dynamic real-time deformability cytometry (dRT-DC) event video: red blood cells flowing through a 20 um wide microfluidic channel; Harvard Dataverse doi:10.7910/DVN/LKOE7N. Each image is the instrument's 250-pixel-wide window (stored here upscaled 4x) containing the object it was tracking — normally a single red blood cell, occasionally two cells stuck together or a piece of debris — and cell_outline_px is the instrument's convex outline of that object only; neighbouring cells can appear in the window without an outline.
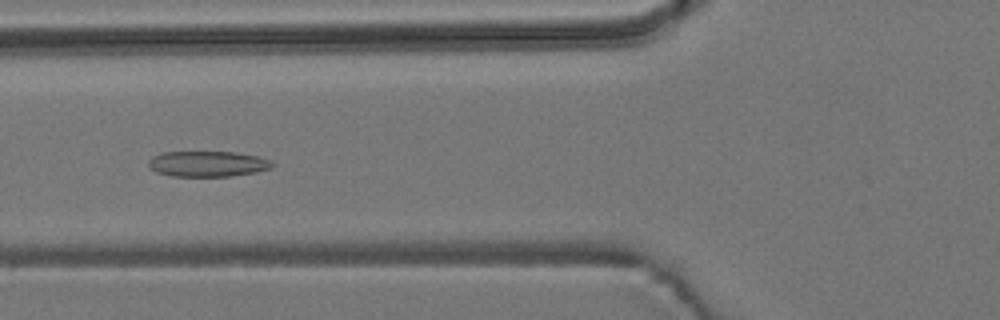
{"species": "common noctule bat (a hibernating species)", "species_latin": "Nyctalus noctula", "temperature_condition": "room temperature", "stored_images_in_passage": 7, "camera_frame_rate_fps": 3000, "um_per_image_px": 0.085, "animal": {"sex": "male", "body_mass_g": 19.2, "forearm_length_mm": 51.8}, "frame": {"image": 1, "passage_image": 4, "time_ms": 1.0, "image_size_px": [1000, 320], "cell_outline_px": [[276, 164], [272, 168], [256, 172], [232, 176], [172, 176], [156, 172], [148, 168], [148, 160], [152, 156], [160, 152], [236, 152], [256, 156], [272, 160]], "centroid_in_image_um": [17.65, 13.92], "position_along_channel_um": 108.2, "area_um2": 18.73}}
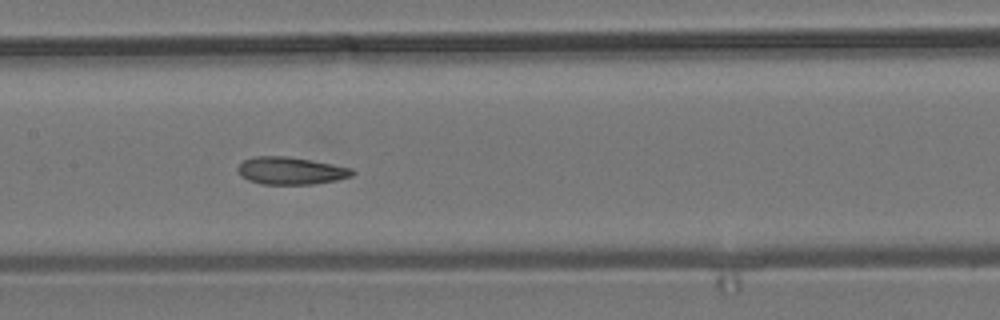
{"frame": {"image": 2, "passage_image": 6, "time_ms": 1.667, "image_size_px": [1000, 320], "cell_outline_px": [[356, 172], [352, 176], [336, 180], [312, 184], [260, 184], [248, 180], [240, 176], [236, 168], [244, 160], [252, 156], [288, 156], [332, 164], [352, 168]], "centroid_in_image_um": [24.69, 14.51], "position_along_channel_um": 182.7, "area_um2": 18.38}}
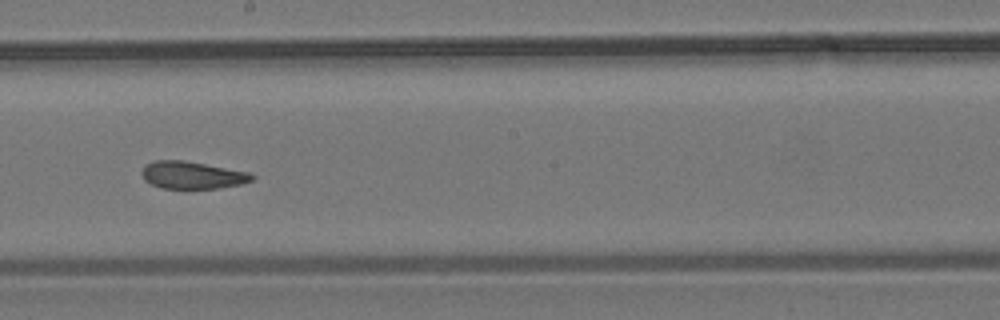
{"frame": {"image": 3, "passage_image": 7, "time_ms": 2.0, "image_size_px": [1000, 320], "cell_outline_px": [[256, 176], [252, 180], [240, 184], [220, 188], [160, 188], [144, 180], [140, 172], [144, 164], [156, 160], [184, 160], [248, 172]], "centroid_in_image_um": [16.29, 14.88], "position_along_channel_um": 231.9, "area_um2": 17.57}}